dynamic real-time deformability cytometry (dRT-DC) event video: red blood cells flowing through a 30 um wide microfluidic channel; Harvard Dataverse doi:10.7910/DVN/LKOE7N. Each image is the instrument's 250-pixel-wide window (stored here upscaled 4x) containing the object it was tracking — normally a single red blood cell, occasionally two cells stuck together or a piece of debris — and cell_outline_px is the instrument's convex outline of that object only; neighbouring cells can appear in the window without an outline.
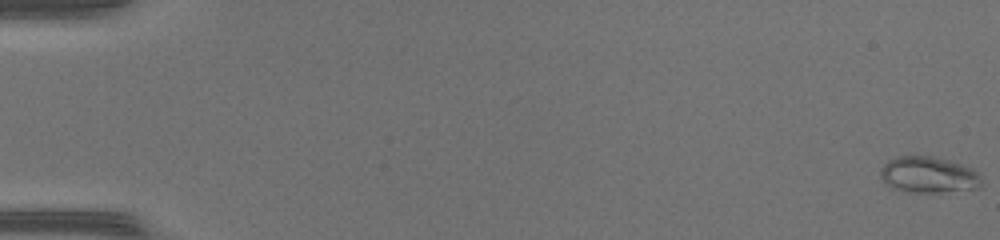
{"species": "common noctule bat (a hibernating species)", "species_latin": "Nyctalus noctula", "temperature_condition": "warm", "stored_images_in_passage": 49, "camera_frame_rate_fps": 3000, "um_per_image_px": 0.085, "animal": {"sex": "female", "body_mass_g": 17.0, "forearm_length_mm": 48.0}, "frame": {"image": 1, "passage_image": 1, "time_ms": 0.0, "image_size_px": [1000, 240], "cell_outline_px": [[980, 188], [936, 192], [908, 192], [892, 188], [880, 176], [880, 168], [888, 160], [896, 156], [932, 156], [948, 160], [972, 168], [980, 172]], "centroid_in_image_um": [78.91, 14.85], "position_along_channel_um": 6.1, "area_um2": 21.27}}
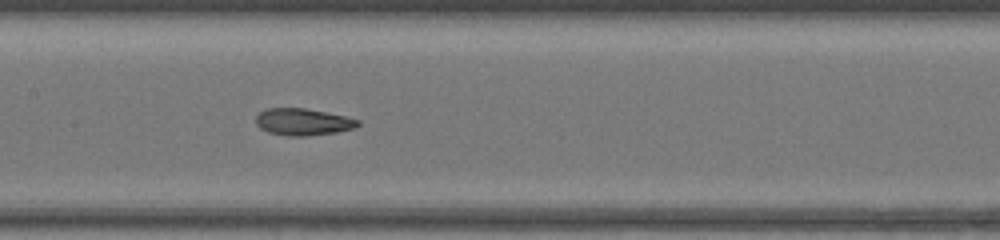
{"frame": {"image": 2, "passage_image": 26, "time_ms": 8.333, "image_size_px": [1000, 240], "cell_outline_px": [[360, 124], [356, 128], [336, 132], [308, 136], [288, 136], [268, 132], [260, 128], [256, 124], [256, 116], [260, 112], [268, 108], [304, 108], [348, 116], [360, 120]], "centroid_in_image_um": [25.79, 10.36], "position_along_channel_um": 181.6, "area_um2": 16.13}}
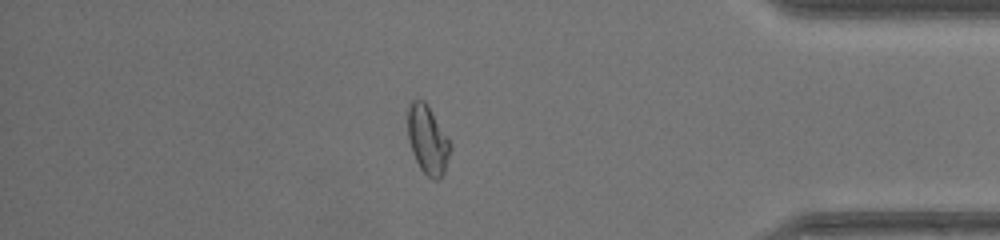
{"frame": {"image": 3, "passage_image": 43, "time_ms": 14.0, "image_size_px": [1000, 240], "cell_outline_px": [[452, 148], [444, 172], [436, 180], [432, 180], [420, 168], [412, 152], [408, 140], [408, 104], [412, 100], [424, 100], [428, 104], [452, 144]], "centroid_in_image_um": [36.36, 11.86], "position_along_channel_um": 398.8, "area_um2": 17.11}, "authors_computed_cell_mechanics": {"area_um2": 17.7446, "velocity_mm_per_s": 4.3626, "shape_relaxation_time_tau1_ms": null, "shape_relaxation_time_tau2_ms": 1.9575, "deformation_change_tau1": null, "deformation_change_tau2": 0.0775}}